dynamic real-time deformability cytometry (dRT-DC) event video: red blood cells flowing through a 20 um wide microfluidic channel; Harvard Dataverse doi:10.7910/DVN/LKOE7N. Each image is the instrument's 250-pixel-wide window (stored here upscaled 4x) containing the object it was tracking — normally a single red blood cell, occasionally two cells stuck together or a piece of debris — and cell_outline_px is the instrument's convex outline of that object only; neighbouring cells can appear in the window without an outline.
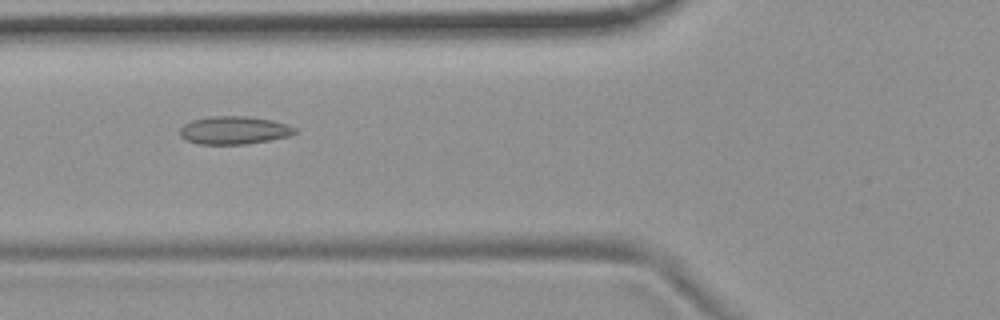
{"species": "common noctule bat (a hibernating species)", "species_latin": "Nyctalus noctula", "temperature_condition": "room temperature", "stored_images_in_passage": 6, "camera_frame_rate_fps": 3000, "um_per_image_px": 0.085, "animal": {"sex": "female", "body_mass_g": 19.9}, "frame": {"image": 1, "passage_image": 6, "time_ms": 5.667, "image_size_px": [1000, 320], "cell_outline_px": [[296, 132], [288, 136], [248, 144], [200, 144], [188, 140], [180, 136], [180, 128], [184, 124], [192, 120], [212, 116], [248, 116], [272, 120], [288, 124], [296, 128]], "centroid_in_image_um": [19.9, 11.06], "position_along_channel_um": 105.9, "area_um2": 18.67}}